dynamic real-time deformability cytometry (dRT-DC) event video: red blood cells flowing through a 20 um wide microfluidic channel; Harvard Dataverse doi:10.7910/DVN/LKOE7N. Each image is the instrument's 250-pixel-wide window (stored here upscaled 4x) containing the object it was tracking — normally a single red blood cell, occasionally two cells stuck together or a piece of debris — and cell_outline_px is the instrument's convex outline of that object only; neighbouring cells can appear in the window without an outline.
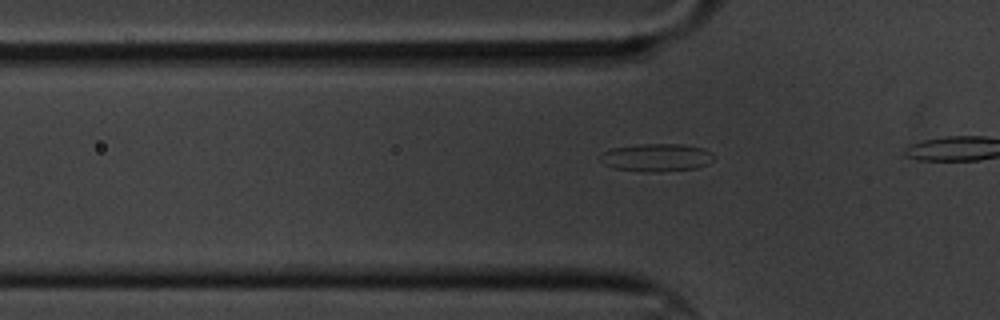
{"species": "common noctule bat (a hibernating species)", "species_latin": "Nyctalus noctula", "temperature_condition": "cold", "stored_images_in_passage": 21, "camera_frame_rate_fps": 3000, "um_per_image_px": 0.085, "animal": {"sex": "male", "body_mass_g": 20.1, "forearm_length_mm": 53.5}, "frame": {"image": 1, "passage_image": 15, "time_ms": 4.667, "image_size_px": [1000, 320], "cell_outline_px": [[716, 156], [708, 164], [696, 168], [660, 172], [648, 172], [612, 168], [604, 164], [600, 160], [600, 156], [604, 152], [612, 148], [636, 144], [680, 144], [704, 148], [712, 152]], "centroid_in_image_um": [55.82, 13.39], "position_along_channel_um": 70.0, "area_um2": 18.61}}